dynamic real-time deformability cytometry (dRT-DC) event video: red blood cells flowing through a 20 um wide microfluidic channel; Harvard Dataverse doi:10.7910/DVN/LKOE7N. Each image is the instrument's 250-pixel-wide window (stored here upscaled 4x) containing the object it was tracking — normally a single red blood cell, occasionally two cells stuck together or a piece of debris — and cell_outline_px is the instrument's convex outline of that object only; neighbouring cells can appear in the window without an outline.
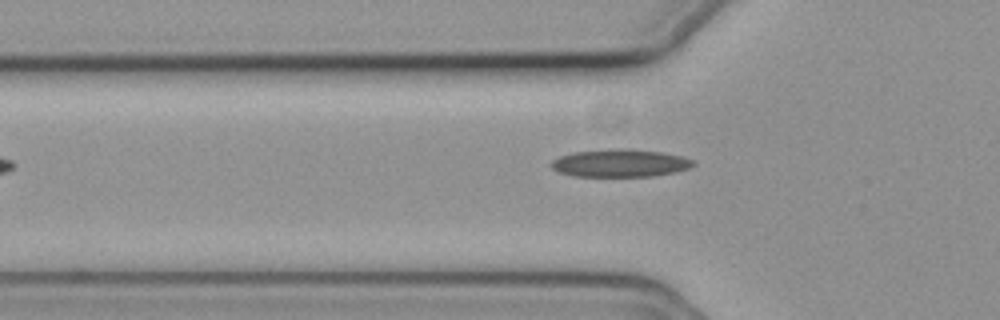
{"species": "common noctule bat (a hibernating species)", "species_latin": "Nyctalus noctula", "temperature_condition": "cold", "stored_images_in_passage": 38, "camera_frame_rate_fps": 3000, "um_per_image_px": 0.085, "animal": {"sex": "female", "body_mass_g": 19.3, "forearm_length_mm": 54.1}, "frame": {"image": 1, "passage_image": 5, "time_ms": 1.333, "image_size_px": [1000, 320], "cell_outline_px": [[696, 164], [688, 168], [672, 172], [652, 176], [572, 176], [560, 172], [552, 168], [548, 164], [552, 160], [560, 156], [572, 152], [612, 148], [628, 148], [660, 152], [684, 156], [696, 160]], "centroid_in_image_um": [52.7, 13.85], "position_along_channel_um": 73.1, "area_um2": 23.12}}
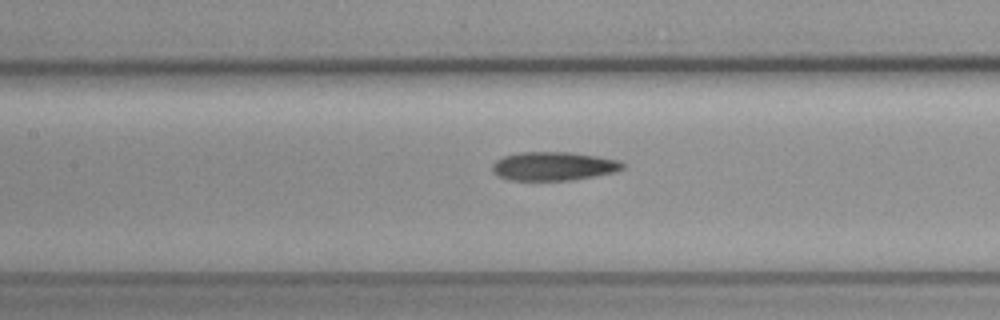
{"frame": {"image": 2, "passage_image": 12, "time_ms": 3.667, "image_size_px": [1000, 320], "cell_outline_px": [[624, 168], [612, 172], [572, 180], [508, 180], [500, 176], [492, 168], [492, 164], [496, 160], [504, 156], [520, 152], [572, 152], [600, 156], [620, 160], [624, 164]], "centroid_in_image_um": [47.07, 14.11], "position_along_channel_um": 160.3, "area_um2": 21.68}}
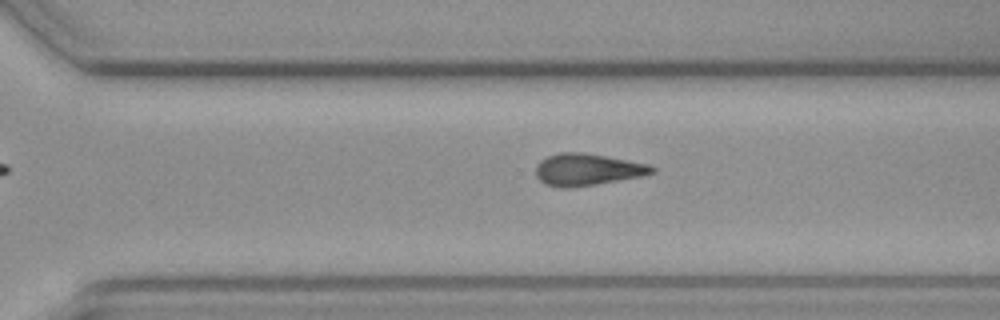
{"frame": {"image": 3, "passage_image": 25, "time_ms": 8.0, "image_size_px": [1000, 320], "cell_outline_px": [[656, 172], [640, 176], [596, 184], [568, 188], [560, 188], [544, 184], [536, 176], [536, 164], [540, 160], [548, 156], [560, 152], [584, 152], [648, 164], [656, 168]], "centroid_in_image_um": [49.88, 14.41], "position_along_channel_um": 320.7, "area_um2": 21.56}, "authors_computed_cell_mechanics": {"area_um2": 21.5594, "velocity_mm_per_s": 3.7152, "shape_relaxation_time_tau1_ms": 6.8128, "shape_relaxation_time_tau2_ms": 9.5149, "deformation_change_tau1": 0.1752, "deformation_change_tau2": 0.2115}}